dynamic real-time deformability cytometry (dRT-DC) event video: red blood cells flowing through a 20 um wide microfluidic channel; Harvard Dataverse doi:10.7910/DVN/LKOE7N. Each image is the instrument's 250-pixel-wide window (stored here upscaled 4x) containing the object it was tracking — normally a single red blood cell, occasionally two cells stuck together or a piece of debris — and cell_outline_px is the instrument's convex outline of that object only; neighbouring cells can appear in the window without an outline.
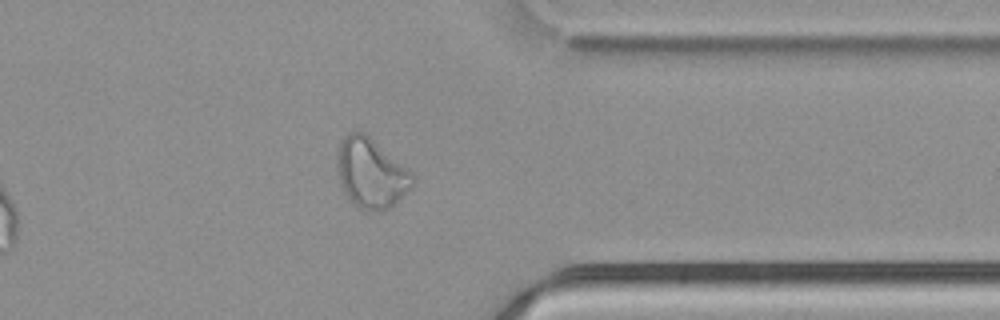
{"species": "common noctule bat (a hibernating species)", "species_latin": "Nyctalus noctula", "temperature_condition": "cold", "stored_images_in_passage": 39, "camera_frame_rate_fps": 3000, "um_per_image_px": 0.085, "animal": {"sex": "male", "body_mass_g": 21.5, "forearm_length_mm": 52.0}, "frame": {"image": 1, "passage_image": 34, "time_ms": 11.0, "image_size_px": [1000, 320], "cell_outline_px": [[412, 184], [388, 208], [380, 212], [376, 212], [360, 208], [344, 192], [340, 184], [336, 172], [336, 152], [340, 140], [348, 132], [360, 132], [368, 136], [412, 172]], "centroid_in_image_um": [31.45, 14.69], "position_along_channel_um": 379.9, "area_um2": 30.0}}